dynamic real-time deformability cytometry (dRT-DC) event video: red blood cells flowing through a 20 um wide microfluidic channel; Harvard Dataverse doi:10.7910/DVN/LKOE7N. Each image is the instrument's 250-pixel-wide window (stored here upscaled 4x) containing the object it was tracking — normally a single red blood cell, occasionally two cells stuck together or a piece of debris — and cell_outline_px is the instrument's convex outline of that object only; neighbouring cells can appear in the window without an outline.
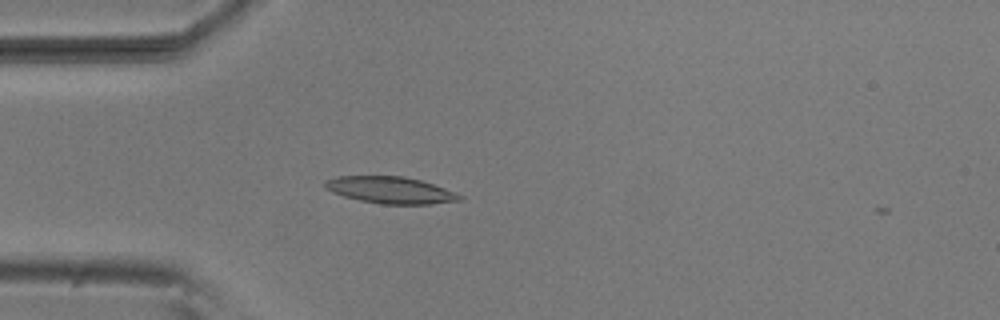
{"species": "common noctule bat (a hibernating species)", "species_latin": "Nyctalus noctula", "temperature_condition": "room temperature", "stored_images_in_passage": 5, "camera_frame_rate_fps": 3000, "um_per_image_px": 0.085, "animal": {"sex": "male", "body_mass_g": 20.5, "forearm_length_mm": 52.5}, "frame": {"image": 1, "passage_image": 4, "time_ms": 1.0, "image_size_px": [1000, 320], "cell_outline_px": [[464, 196], [460, 200], [432, 204], [380, 204], [360, 200], [344, 196], [332, 192], [324, 188], [324, 180], [336, 176], [404, 176], [420, 180], [456, 192]], "centroid_in_image_um": [33.16, 16.15], "position_along_channel_um": 51.8, "area_um2": 21.04}}